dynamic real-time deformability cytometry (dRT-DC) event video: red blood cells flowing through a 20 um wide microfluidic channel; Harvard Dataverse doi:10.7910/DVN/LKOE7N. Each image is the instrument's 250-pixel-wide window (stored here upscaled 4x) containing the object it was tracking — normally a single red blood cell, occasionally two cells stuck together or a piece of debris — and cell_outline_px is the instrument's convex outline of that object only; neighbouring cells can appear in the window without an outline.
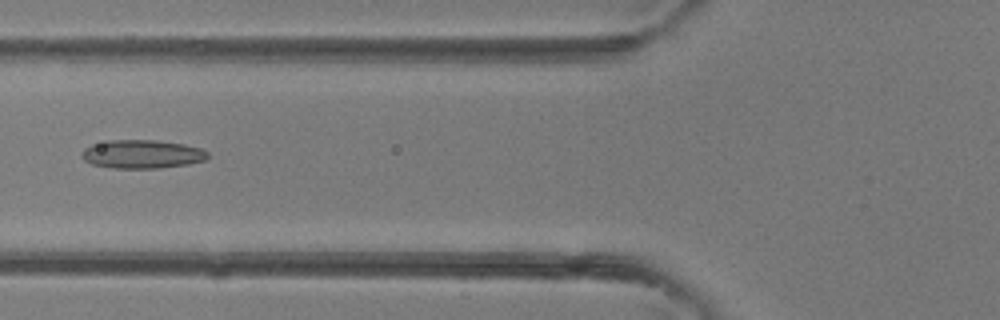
{"species": "common noctule bat (a hibernating species)", "species_latin": "Nyctalus noctula", "temperature_condition": "room temperature", "stored_images_in_passage": 37, "camera_frame_rate_fps": 3000, "um_per_image_px": 0.085, "animal": {"sex": "female"}, "frame": {"image": 1, "passage_image": 16, "time_ms": 5.0, "image_size_px": [1000, 320], "cell_outline_px": [[208, 156], [204, 160], [188, 164], [160, 168], [112, 168], [92, 164], [84, 160], [80, 156], [80, 152], [84, 148], [92, 144], [108, 140], [156, 140], [184, 144], [200, 148], [208, 152]], "centroid_in_image_um": [12.03, 13.1], "position_along_channel_um": 113.8, "area_um2": 21.04}}
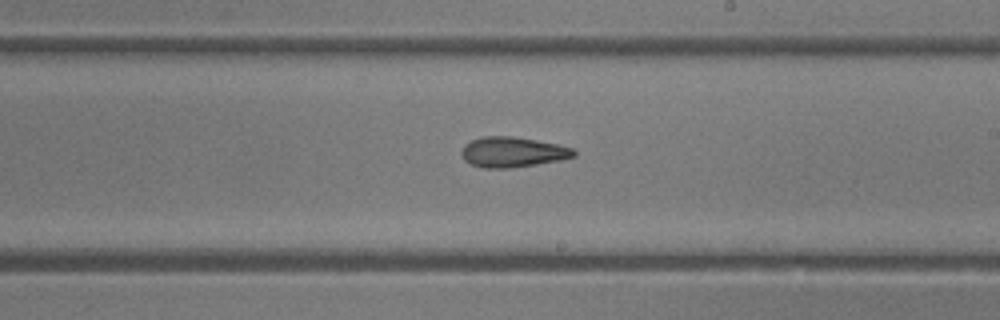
{"frame": {"image": 2, "passage_image": 24, "time_ms": 7.667, "image_size_px": [1000, 320], "cell_outline_px": [[576, 156], [560, 160], [536, 164], [508, 168], [484, 168], [472, 164], [464, 160], [460, 152], [464, 144], [480, 136], [512, 136], [560, 144], [572, 148], [576, 152]], "centroid_in_image_um": [43.56, 12.91], "position_along_channel_um": 245.4, "area_um2": 19.88}}
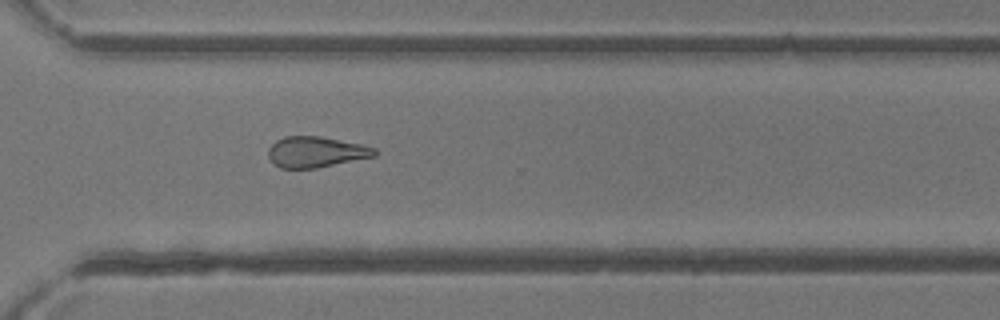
{"frame": {"image": 3, "passage_image": 30, "time_ms": 9.667, "image_size_px": [1000, 320], "cell_outline_px": [[380, 152], [376, 156], [316, 168], [280, 168], [272, 164], [268, 156], [268, 148], [276, 140], [284, 136], [320, 136], [360, 144], [376, 148]], "centroid_in_image_um": [26.85, 12.92], "position_along_channel_um": 343.8, "area_um2": 19.25}}